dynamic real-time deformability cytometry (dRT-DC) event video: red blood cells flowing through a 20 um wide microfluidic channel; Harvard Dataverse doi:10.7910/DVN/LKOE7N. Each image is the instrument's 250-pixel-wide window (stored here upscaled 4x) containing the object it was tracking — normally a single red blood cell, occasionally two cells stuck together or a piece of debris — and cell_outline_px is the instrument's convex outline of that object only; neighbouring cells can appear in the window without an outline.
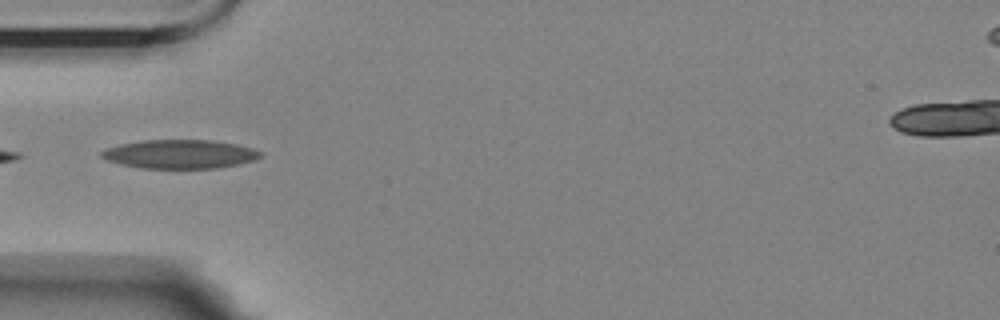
{"species": "Egyptian fruit bat (a non-hibernating species)", "species_latin": "Rousettus aegyptiacus", "temperature_condition": "room temperature", "stored_images_in_passage": 4, "camera_frame_rate_fps": 3000, "um_per_image_px": 0.085, "animal": {"sex": "female"}, "frame": {"image": 1, "passage_image": 4, "time_ms": 3.667, "image_size_px": [1000, 320], "cell_outline_px": [[264, 156], [256, 160], [240, 164], [216, 168], [140, 168], [120, 164], [108, 160], [100, 156], [100, 152], [108, 148], [120, 144], [144, 140], [208, 140], [236, 144], [252, 148], [260, 152]], "centroid_in_image_um": [15.31, 13.1], "position_along_channel_um": 69.7, "area_um2": 26.65}}